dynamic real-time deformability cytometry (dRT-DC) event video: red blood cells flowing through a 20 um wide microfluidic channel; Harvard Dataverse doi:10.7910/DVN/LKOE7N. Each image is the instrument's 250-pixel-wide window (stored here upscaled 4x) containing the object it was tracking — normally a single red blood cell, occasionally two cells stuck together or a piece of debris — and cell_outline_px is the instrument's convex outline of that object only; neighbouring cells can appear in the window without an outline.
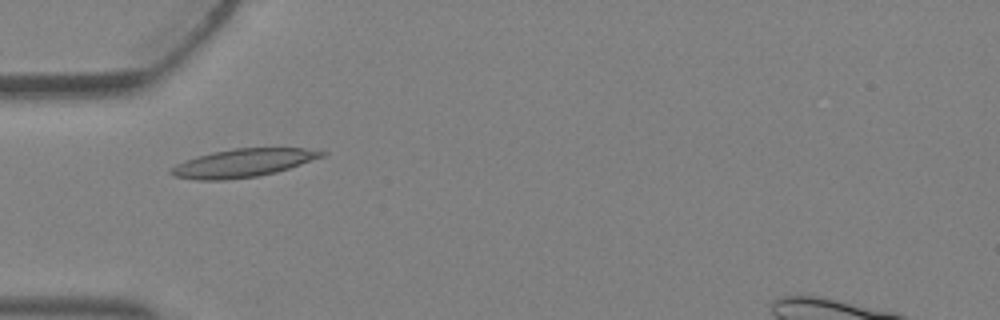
{"species": "Egyptian fruit bat (a non-hibernating species)", "species_latin": "Rousettus aegyptiacus", "temperature_condition": "warm", "stored_images_in_passage": 2, "camera_frame_rate_fps": 3000, "um_per_image_px": 0.085, "animal": {"sex": "female"}, "frame": {"image": 1, "passage_image": 1, "time_ms": 0.0, "image_size_px": [1000, 320], "cell_outline_px": [[328, 152], [324, 156], [276, 172], [256, 176], [224, 180], [196, 180], [172, 176], [168, 172], [176, 164], [184, 160], [196, 156], [212, 152], [232, 148], [304, 148]], "centroid_in_image_um": [20.6, 13.85], "position_along_channel_um": 64.4, "area_um2": 24.68}}
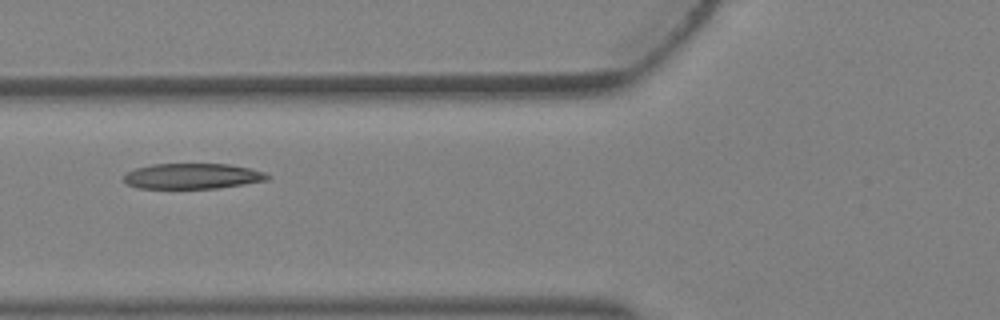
{"frame": {"image": 2, "passage_image": 2, "time_ms": 0.333, "image_size_px": [1000, 320], "cell_outline_px": [[272, 176], [268, 180], [244, 184], [216, 188], [136, 188], [128, 184], [124, 180], [124, 176], [128, 172], [136, 168], [152, 164], [228, 164], [252, 168], [264, 172]], "centroid_in_image_um": [16.4, 14.97], "position_along_channel_um": 109.4, "area_um2": 21.33}}